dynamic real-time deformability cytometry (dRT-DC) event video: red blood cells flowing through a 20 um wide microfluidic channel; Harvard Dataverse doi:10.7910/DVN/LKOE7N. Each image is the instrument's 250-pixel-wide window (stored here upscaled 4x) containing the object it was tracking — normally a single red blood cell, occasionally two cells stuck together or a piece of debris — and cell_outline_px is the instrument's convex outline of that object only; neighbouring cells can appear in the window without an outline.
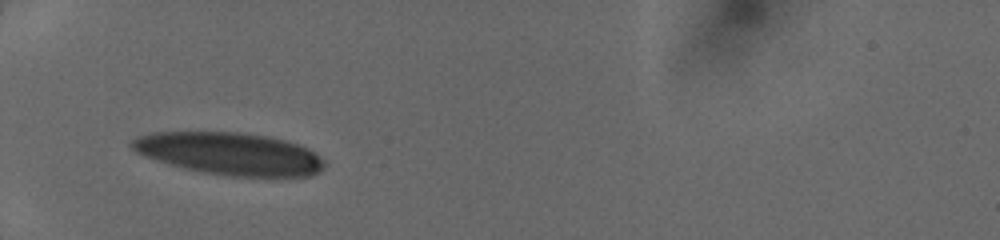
{"species": "human", "species_latin": "Homo sapiens", "temperature_condition": "cold", "stored_images_in_passage": 28, "camera_frame_rate_fps": 3000, "um_per_image_px": 0.085, "donor": {"sex": "female"}, "frame": {"image": 1, "passage_image": 1, "time_ms": 0.0, "image_size_px": [1000, 240], "cell_outline_px": [[324, 168], [308, 176], [232, 176], [200, 172], [168, 164], [136, 152], [132, 148], [132, 140], [140, 136], [156, 132], [240, 132], [268, 136], [300, 144], [308, 148], [324, 160]], "centroid_in_image_um": [19.54, 13.06], "position_along_channel_um": 65.5, "area_um2": 47.16}}
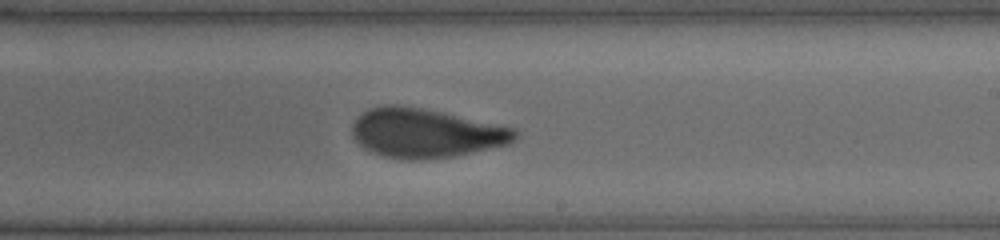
{"frame": {"image": 2, "passage_image": 15, "time_ms": 4.667, "image_size_px": [1000, 240], "cell_outline_px": [[520, 136], [512, 144], [452, 156], [424, 160], [400, 160], [384, 156], [372, 152], [364, 148], [352, 136], [352, 124], [356, 116], [368, 108], [384, 104], [396, 104], [444, 112], [516, 128], [520, 132]], "centroid_in_image_um": [36.2, 11.31], "position_along_channel_um": 252.8, "area_um2": 47.34}}
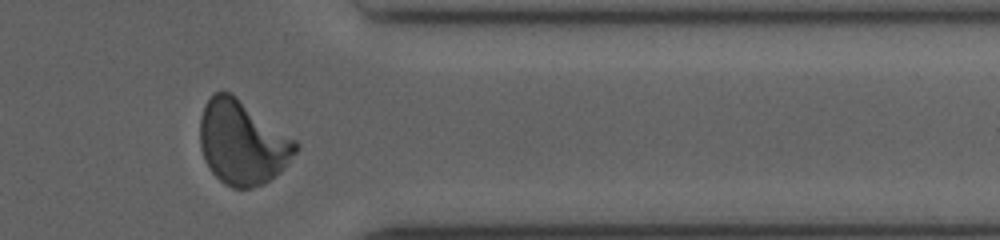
{"frame": {"image": 3, "passage_image": 25, "time_ms": 8.0, "image_size_px": [1000, 240], "cell_outline_px": [[300, 148], [284, 168], [280, 172], [264, 184], [252, 188], [232, 188], [224, 184], [212, 172], [204, 160], [200, 148], [200, 116], [204, 104], [216, 92], [232, 92], [296, 140], [300, 144]], "centroid_in_image_um": [20.61, 12.12], "position_along_channel_um": 390.8, "area_um2": 47.22}}